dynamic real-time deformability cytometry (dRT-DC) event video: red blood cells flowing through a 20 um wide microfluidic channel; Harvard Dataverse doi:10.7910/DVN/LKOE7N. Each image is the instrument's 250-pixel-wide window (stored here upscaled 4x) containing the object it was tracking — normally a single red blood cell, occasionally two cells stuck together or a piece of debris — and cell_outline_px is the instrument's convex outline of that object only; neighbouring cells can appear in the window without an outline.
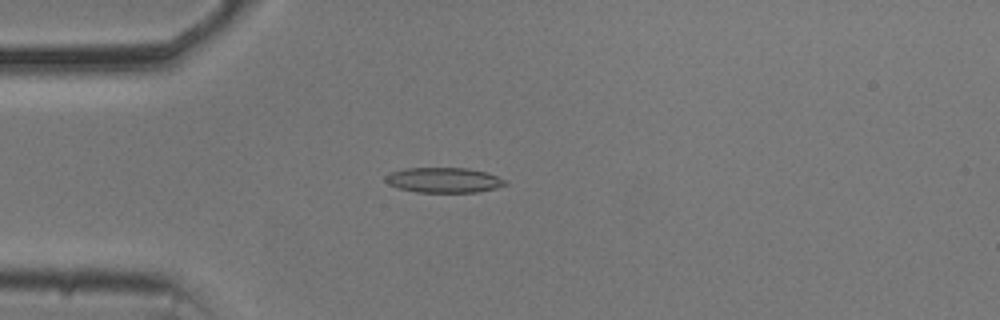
{"species": "common noctule bat (a hibernating species)", "species_latin": "Nyctalus noctula", "temperature_condition": "cold", "stored_images_in_passage": 54, "camera_frame_rate_fps": 3000, "um_per_image_px": 0.085, "animal": {"sex": "male", "body_mass_g": 20.5, "forearm_length_mm": 52.5}, "frame": {"image": 1, "passage_image": 14, "time_ms": 4.333, "image_size_px": [1000, 320], "cell_outline_px": [[508, 184], [496, 188], [476, 192], [416, 192], [400, 188], [388, 184], [384, 180], [384, 176], [392, 172], [404, 168], [468, 168], [484, 172], [508, 180]], "centroid_in_image_um": [37.72, 15.31], "position_along_channel_um": 47.3, "area_um2": 17.51}}
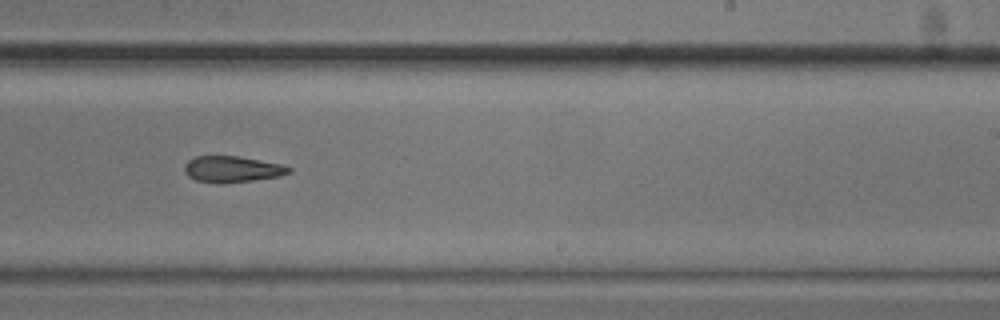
{"frame": {"image": 2, "passage_image": 33, "time_ms": 10.667, "image_size_px": [1000, 320], "cell_outline_px": [[292, 172], [280, 176], [224, 184], [216, 184], [196, 180], [188, 176], [184, 172], [184, 164], [188, 160], [196, 156], [240, 156], [280, 164], [292, 168]], "centroid_in_image_um": [19.71, 14.39], "position_along_channel_um": 269.3, "area_um2": 16.13}}
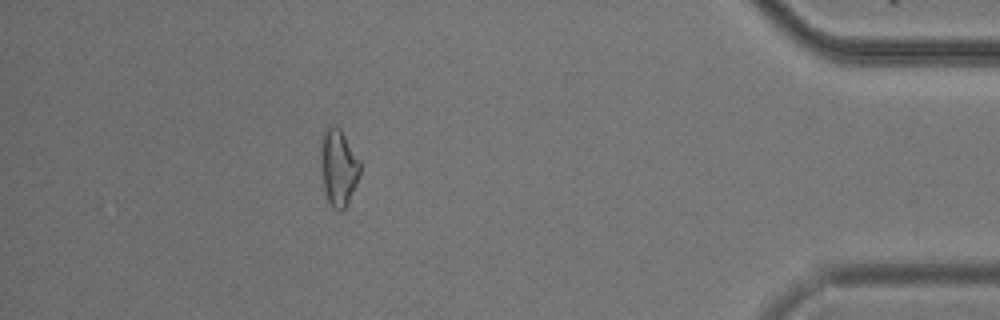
{"frame": {"image": 3, "passage_image": 48, "time_ms": 15.667, "image_size_px": [1000, 320], "cell_outline_px": [[360, 176], [348, 204], [340, 212], [332, 208], [324, 192], [320, 168], [320, 140], [324, 128], [328, 124], [336, 124], [340, 128], [360, 160]], "centroid_in_image_um": [28.74, 14.2], "position_along_channel_um": 406.5, "area_um2": 18.26}, "authors_computed_cell_mechanics": {"area_um2": 17.0799, "velocity_mm_per_s": 3.724, "shape_relaxation_time_tau1_ms": 4.9806, "shape_relaxation_time_tau2_ms": null, "deformation_change_tau1": 0.1189, "deformation_change_tau2": null}}